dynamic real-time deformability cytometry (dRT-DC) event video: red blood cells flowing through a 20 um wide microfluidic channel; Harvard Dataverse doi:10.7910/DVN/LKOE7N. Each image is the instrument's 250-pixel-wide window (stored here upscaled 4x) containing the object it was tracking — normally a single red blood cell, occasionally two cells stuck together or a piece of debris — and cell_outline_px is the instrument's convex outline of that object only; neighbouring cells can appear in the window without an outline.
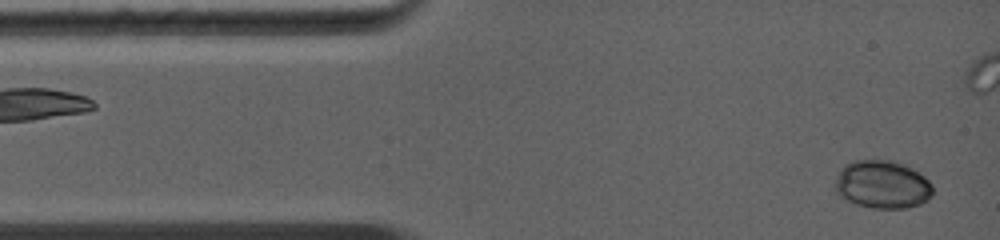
{"species": "common noctule bat (a hibernating species)", "species_latin": "Nyctalus noctula", "temperature_condition": "warm", "stored_images_in_passage": 37, "camera_frame_rate_fps": 5000, "um_per_image_px": 0.085, "animal": {"sex": "female", "body_mass_g": 19.0, "forearm_length_mm": 56.7}, "frame": {"image": 1, "passage_image": 1, "time_ms": 0.0, "image_size_px": [1000, 240], "cell_outline_px": [[932, 196], [928, 200], [920, 204], [904, 208], [872, 208], [856, 204], [840, 196], [836, 192], [836, 180], [840, 168], [844, 164], [852, 160], [896, 160], [912, 168], [924, 176], [932, 184]], "centroid_in_image_um": [75.01, 15.67], "position_along_channel_um": 10.0, "area_um2": 27.51}}
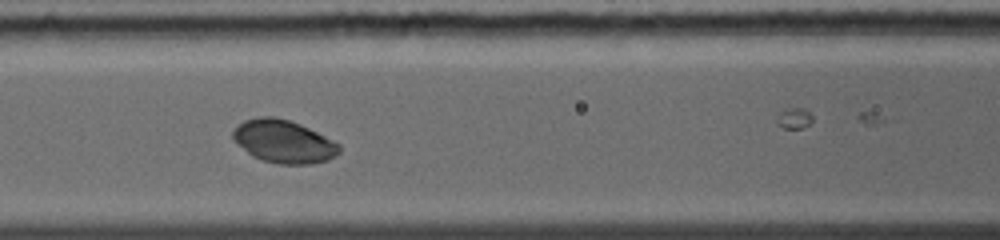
{"frame": {"image": 2, "passage_image": 16, "time_ms": 4.4, "image_size_px": [1000, 240], "cell_outline_px": [[340, 152], [328, 160], [312, 164], [280, 164], [260, 160], [252, 156], [236, 144], [232, 136], [232, 132], [244, 120], [260, 116], [272, 116], [288, 120], [300, 124], [340, 144]], "centroid_in_image_um": [24.09, 12.04], "position_along_channel_um": 142.5, "area_um2": 26.53}}
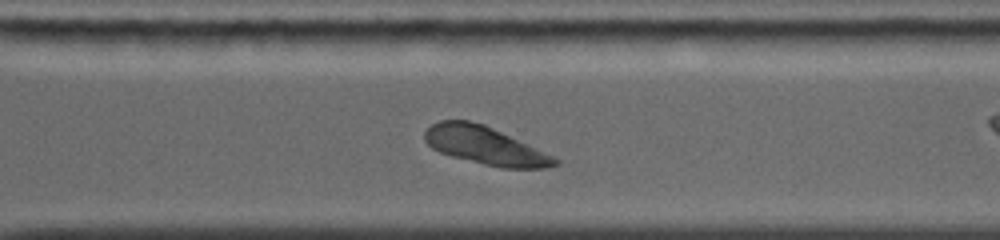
{"frame": {"image": 3, "passage_image": 34, "time_ms": 8.6, "image_size_px": [1000, 240], "cell_outline_px": [[560, 164], [544, 168], [504, 168], [484, 164], [452, 156], [440, 152], [432, 148], [424, 140], [424, 132], [432, 124], [440, 120], [468, 120], [484, 124], [552, 156], [560, 160]], "centroid_in_image_um": [41.2, 12.37], "position_along_channel_um": 329.4, "area_um2": 28.32}}